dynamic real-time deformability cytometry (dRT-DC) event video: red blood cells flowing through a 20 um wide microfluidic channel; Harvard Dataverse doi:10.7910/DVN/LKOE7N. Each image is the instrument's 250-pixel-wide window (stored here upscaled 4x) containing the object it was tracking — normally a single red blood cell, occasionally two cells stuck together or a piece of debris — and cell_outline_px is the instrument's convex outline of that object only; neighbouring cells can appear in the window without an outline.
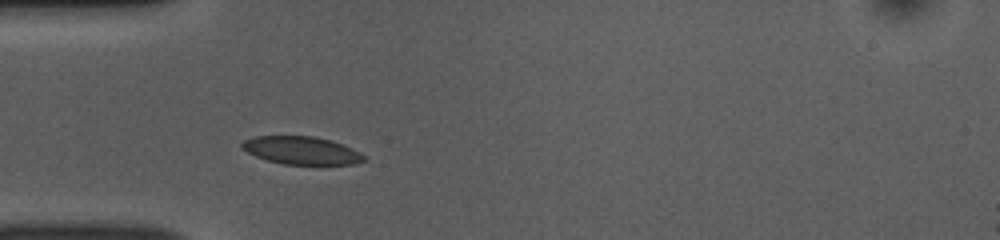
{"species": "common noctule bat (a hibernating species)", "species_latin": "Nyctalus noctula", "temperature_condition": "room temperature", "stored_images_in_passage": 38, "camera_frame_rate_fps": 3000, "um_per_image_px": 0.085, "animal": {"sex": "female", "body_mass_g": 10.0, "forearm_length_mm": 53.1}, "frame": {"image": 1, "passage_image": 1, "time_ms": 0.0, "image_size_px": [1000, 240], "cell_outline_px": [[368, 160], [356, 164], [284, 164], [268, 160], [256, 156], [240, 148], [240, 144], [244, 140], [252, 136], [312, 136], [332, 140], [352, 148], [368, 156]], "centroid_in_image_um": [25.66, 12.78], "position_along_channel_um": 59.3, "area_um2": 20.0}}
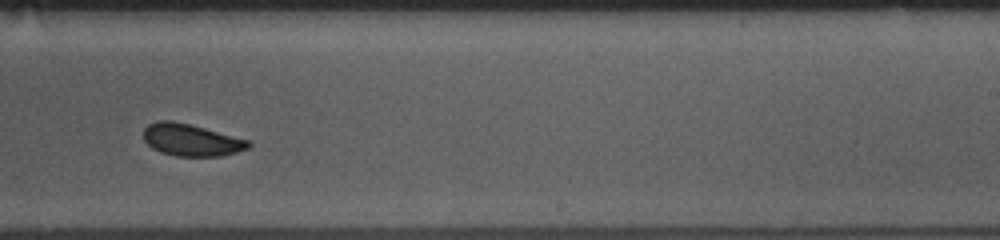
{"frame": {"image": 2, "passage_image": 18, "time_ms": 5.667, "image_size_px": [1000, 240], "cell_outline_px": [[252, 144], [248, 148], [236, 152], [220, 156], [176, 156], [160, 152], [152, 148], [144, 140], [144, 128], [148, 124], [160, 120], [172, 120], [204, 128], [248, 140]], "centroid_in_image_um": [16.22, 11.9], "position_along_channel_um": 272.8, "area_um2": 19.42}}
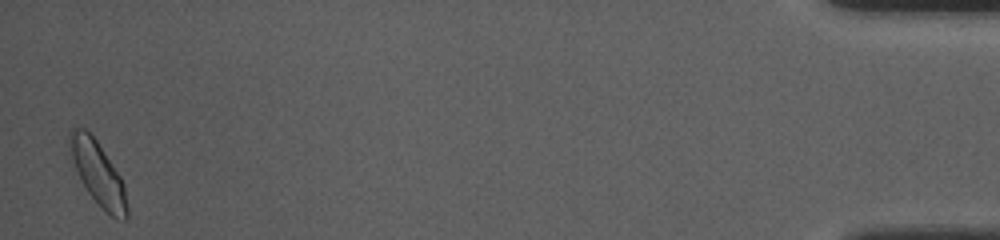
{"frame": {"image": 3, "passage_image": 37, "time_ms": 12.0, "image_size_px": [1000, 240], "cell_outline_px": [[128, 220], [124, 220], [112, 216], [88, 192], [80, 180], [68, 160], [68, 132], [72, 128], [84, 128], [96, 140], [120, 176], [124, 184], [128, 208]], "centroid_in_image_um": [8.26, 14.69], "position_along_channel_um": 426.9, "area_um2": 21.39}, "authors_computed_cell_mechanics": {"area_um2": 20.0566, "velocity_mm_per_s": 3.8172, "shape_relaxation_time_tau1_ms": 2.4006, "shape_relaxation_time_tau2_ms": null, "deformation_change_tau1": 0.0719, "deformation_change_tau2": null}}